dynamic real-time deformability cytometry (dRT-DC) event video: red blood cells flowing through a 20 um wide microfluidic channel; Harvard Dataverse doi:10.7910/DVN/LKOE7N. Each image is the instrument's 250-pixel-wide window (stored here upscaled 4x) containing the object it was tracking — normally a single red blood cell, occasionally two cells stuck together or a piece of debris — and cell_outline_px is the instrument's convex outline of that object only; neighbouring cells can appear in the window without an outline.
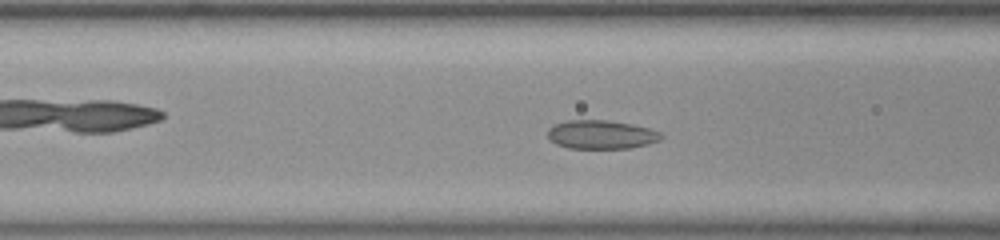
{"species": "common noctule bat (a hibernating species)", "species_latin": "Nyctalus noctula", "temperature_condition": "room temperature", "stored_images_in_passage": 49, "camera_frame_rate_fps": 3000, "um_per_image_px": 0.085, "animal": {"sex": "female", "body_mass_g": 23.0, "forearm_length_mm": 53.4}, "frame": {"image": 1, "passage_image": 17, "time_ms": 5.333, "image_size_px": [1000, 240], "cell_outline_px": [[664, 136], [660, 140], [648, 144], [628, 148], [568, 148], [556, 144], [548, 136], [548, 128], [556, 124], [568, 120], [608, 120], [632, 124], [648, 128], [660, 132]], "centroid_in_image_um": [51.12, 11.43], "position_along_channel_um": 115.5, "area_um2": 18.9}}
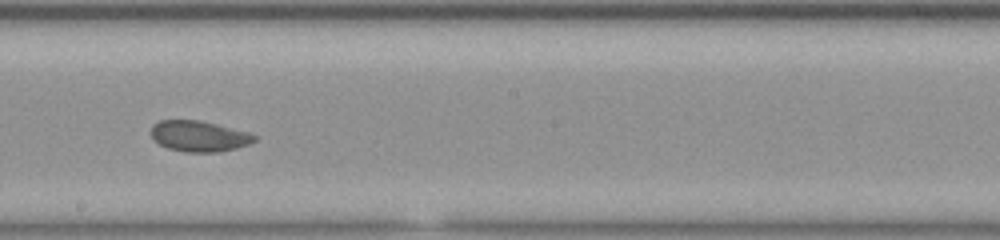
{"frame": {"image": 2, "passage_image": 26, "time_ms": 8.333, "image_size_px": [1000, 240], "cell_outline_px": [[256, 140], [248, 144], [236, 148], [220, 152], [184, 152], [168, 148], [152, 140], [152, 124], [160, 120], [200, 120], [248, 132], [256, 136]], "centroid_in_image_um": [16.9, 11.58], "position_along_channel_um": 231.3, "area_um2": 18.55}}
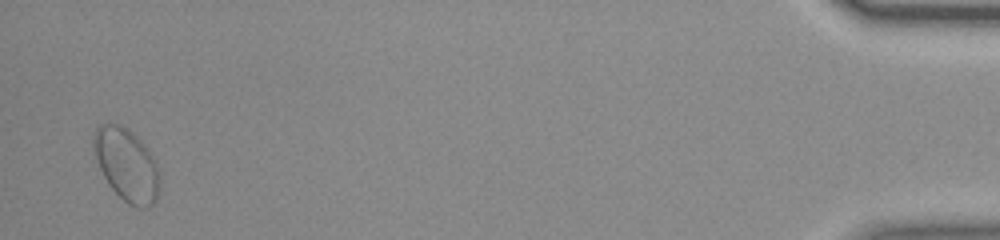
{"frame": {"image": 3, "passage_image": 48, "time_ms": 15.667, "image_size_px": [1000, 240], "cell_outline_px": [[160, 188], [156, 200], [152, 204], [144, 208], [136, 208], [128, 204], [108, 184], [100, 168], [92, 144], [92, 140], [96, 128], [100, 124], [120, 124], [128, 128], [140, 140], [152, 156], [156, 164]], "centroid_in_image_um": [10.76, 14.01], "position_along_channel_um": 424.4, "area_um2": 27.63}, "authors_computed_cell_mechanics": {"area_um2": 19.4786, "velocity_mm_per_s": 3.8669, "shape_relaxation_time_tau1_ms": null, "shape_relaxation_time_tau2_ms": 1.0285, "deformation_change_tau1": null, "deformation_change_tau2": 0.0549}}